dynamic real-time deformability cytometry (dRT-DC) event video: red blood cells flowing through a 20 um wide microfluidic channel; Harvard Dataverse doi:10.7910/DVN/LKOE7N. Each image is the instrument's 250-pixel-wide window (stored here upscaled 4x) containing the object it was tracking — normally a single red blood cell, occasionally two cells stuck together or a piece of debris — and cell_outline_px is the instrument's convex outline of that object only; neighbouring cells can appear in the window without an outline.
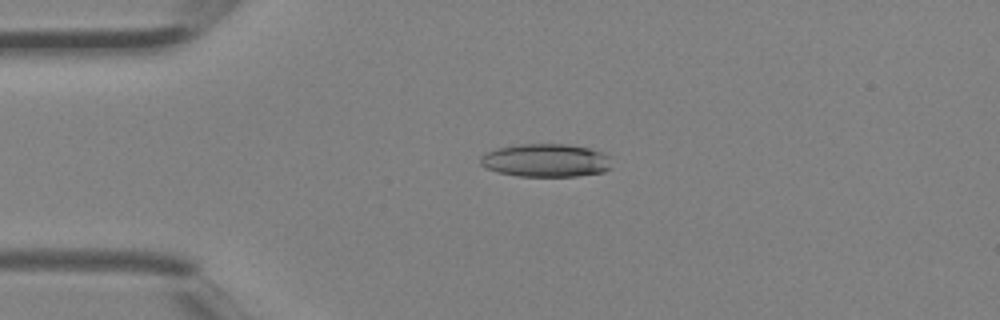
{"species": "Egyptian fruit bat (a non-hibernating species)", "species_latin": "Rousettus aegyptiacus", "temperature_condition": "room temperature", "stored_images_in_passage": 3, "camera_frame_rate_fps": 3000, "um_per_image_px": 0.085, "animal": {"sex": "female"}, "frame": {"image": 1, "passage_image": 3, "time_ms": 0.667, "image_size_px": [1000, 320], "cell_outline_px": [[612, 168], [604, 172], [576, 176], [520, 176], [496, 172], [484, 168], [480, 164], [480, 156], [484, 152], [496, 148], [520, 144], [568, 144], [588, 148], [600, 152], [608, 156]], "centroid_in_image_um": [46.35, 13.63], "position_along_channel_um": 38.7, "area_um2": 25.55}}